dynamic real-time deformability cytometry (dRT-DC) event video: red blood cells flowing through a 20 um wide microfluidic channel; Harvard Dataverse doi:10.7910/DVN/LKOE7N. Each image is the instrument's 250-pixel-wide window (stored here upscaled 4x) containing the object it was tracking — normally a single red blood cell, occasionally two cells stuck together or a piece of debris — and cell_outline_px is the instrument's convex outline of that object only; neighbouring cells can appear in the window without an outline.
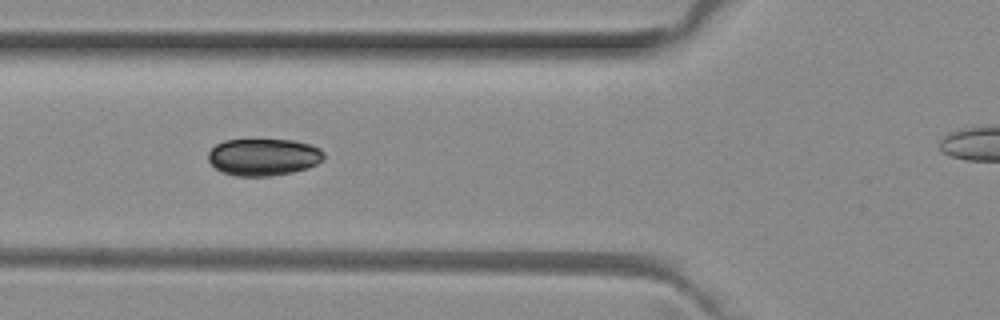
{"species": "common noctule bat (a hibernating species)", "species_latin": "Nyctalus noctula", "temperature_condition": "room temperature", "stored_images_in_passage": 8, "camera_frame_rate_fps": 3000, "um_per_image_px": 0.085, "animal": {"sex": "female", "body_mass_g": 29.2, "forearm_length_mm": 56.3}, "frame": {"image": 1, "passage_image": 5, "time_ms": 1.333, "image_size_px": [1000, 320], "cell_outline_px": [[324, 160], [308, 168], [292, 172], [272, 176], [236, 176], [220, 172], [208, 160], [208, 152], [216, 144], [224, 140], [292, 140], [312, 144], [320, 148], [324, 152]], "centroid_in_image_um": [22.41, 13.35], "position_along_channel_um": 103.4, "area_um2": 25.2}}
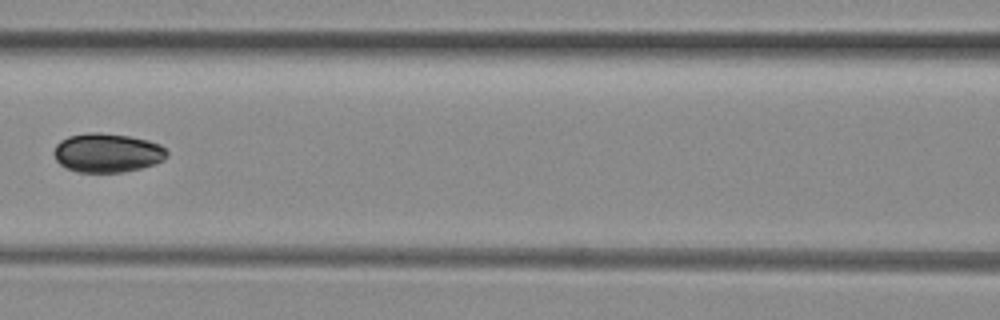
{"frame": {"image": 2, "passage_image": 6, "time_ms": 1.667, "image_size_px": [1000, 320], "cell_outline_px": [[168, 156], [164, 160], [140, 168], [124, 172], [76, 172], [60, 164], [56, 160], [56, 144], [60, 140], [68, 136], [88, 132], [100, 132], [128, 136], [148, 140], [160, 144], [168, 152]], "centroid_in_image_um": [9.13, 12.98], "position_along_channel_um": 157.5, "area_um2": 25.61}}
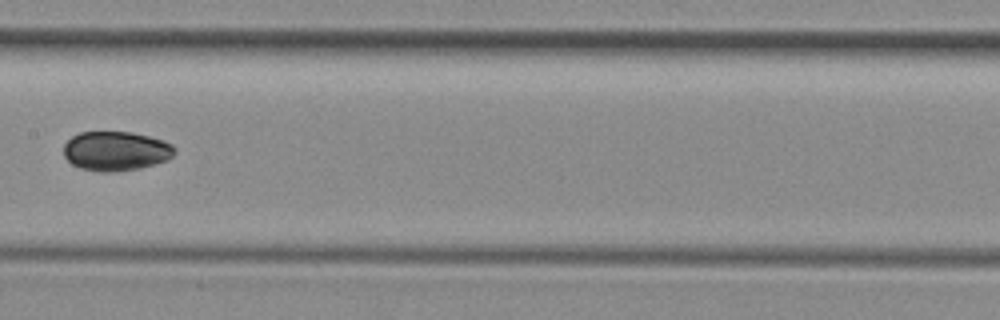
{"frame": {"image": 3, "passage_image": 7, "time_ms": 2.0, "image_size_px": [1000, 320], "cell_outline_px": [[176, 152], [168, 160], [156, 164], [140, 168], [116, 172], [100, 172], [80, 168], [72, 164], [64, 156], [64, 144], [72, 136], [80, 132], [132, 132], [164, 140], [172, 144], [176, 148]], "centroid_in_image_um": [9.87, 12.84], "position_along_channel_um": 197.5, "area_um2": 25.72}}